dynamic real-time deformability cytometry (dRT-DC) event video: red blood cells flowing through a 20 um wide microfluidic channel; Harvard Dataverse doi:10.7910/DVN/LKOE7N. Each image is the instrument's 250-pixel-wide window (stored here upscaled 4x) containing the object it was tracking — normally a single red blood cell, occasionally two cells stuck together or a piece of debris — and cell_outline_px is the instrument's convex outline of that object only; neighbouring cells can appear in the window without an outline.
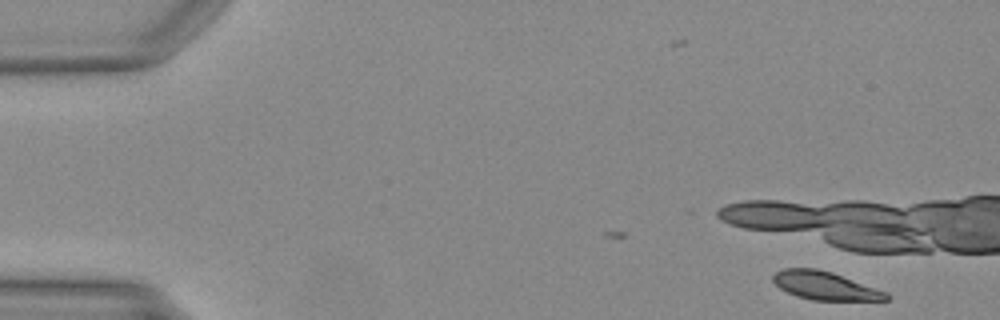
{"species": "Egyptian fruit bat (a non-hibernating species)", "species_latin": "Rousettus aegyptiacus", "temperature_condition": "warm", "stored_images_in_passage": 10, "camera_frame_rate_fps": 3000, "um_per_image_px": 0.085, "animal": {"sex": "female"}, "frame": {"image": 1, "passage_image": 1, "time_ms": 0.0, "image_size_px": [1000, 320], "cell_outline_px": [[888, 300], [812, 300], [796, 296], [780, 288], [772, 280], [772, 276], [776, 272], [784, 268], [816, 268], [832, 272], [888, 292]], "centroid_in_image_um": [70.12, 24.28], "position_along_channel_um": 14.9, "area_um2": 18.55}}